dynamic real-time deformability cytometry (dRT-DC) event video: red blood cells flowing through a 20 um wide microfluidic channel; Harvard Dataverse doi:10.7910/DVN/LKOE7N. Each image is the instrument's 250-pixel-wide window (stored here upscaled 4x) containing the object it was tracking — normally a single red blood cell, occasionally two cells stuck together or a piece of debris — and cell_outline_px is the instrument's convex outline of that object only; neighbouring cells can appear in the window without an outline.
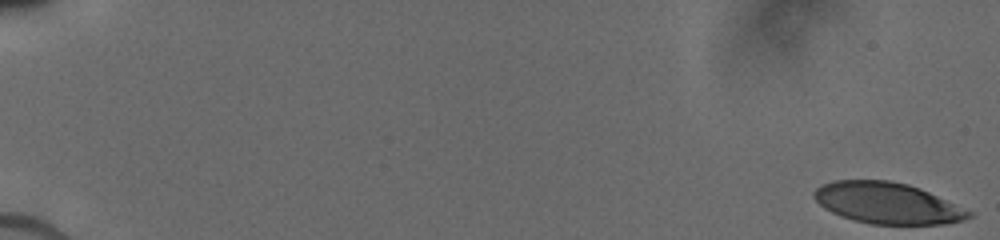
{"species": "human", "species_latin": "Homo sapiens", "temperature_condition": "cold", "stored_images_in_passage": 43, "camera_frame_rate_fps": 3000, "um_per_image_px": 0.085, "donor": {"sex": "male"}, "frame": {"image": 1, "passage_image": 1, "time_ms": 0.0, "image_size_px": [1000, 240], "cell_outline_px": [[972, 216], [964, 220], [944, 224], [872, 224], [852, 220], [840, 216], [824, 208], [812, 196], [812, 192], [816, 188], [824, 184], [836, 180], [888, 180], [908, 184], [920, 188], [972, 212]], "centroid_in_image_um": [75.39, 17.26], "position_along_channel_um": 9.6, "area_um2": 36.99}}
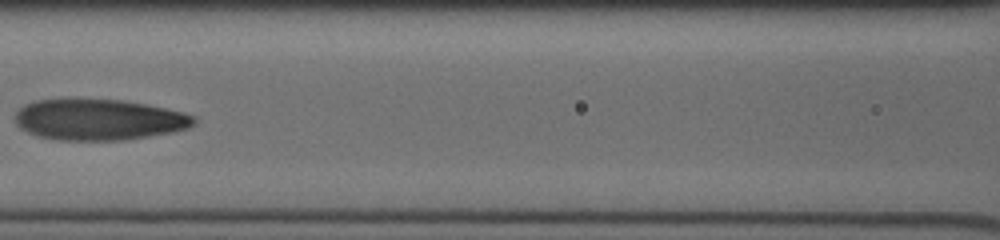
{"frame": {"image": 2, "passage_image": 21, "time_ms": 8.667, "image_size_px": [1000, 240], "cell_outline_px": [[196, 124], [188, 128], [172, 132], [124, 140], [56, 140], [36, 136], [20, 128], [16, 124], [16, 112], [24, 104], [32, 100], [64, 96], [76, 96], [124, 100], [184, 112], [196, 116]], "centroid_in_image_um": [8.34, 10.12], "position_along_channel_um": 158.3, "area_um2": 44.16}}
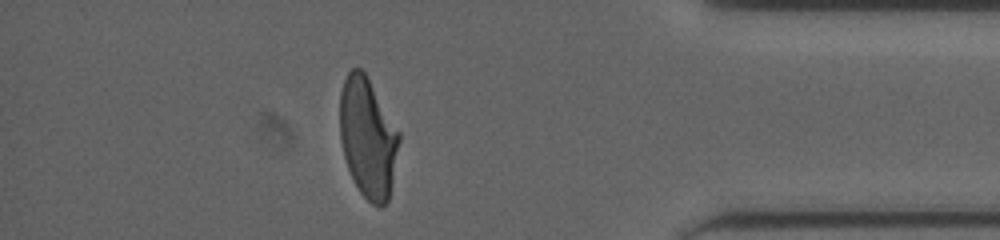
{"frame": {"image": 3, "passage_image": 38, "time_ms": 15.333, "image_size_px": [1000, 240], "cell_outline_px": [[400, 140], [388, 200], [380, 208], [372, 204], [360, 192], [352, 180], [344, 156], [340, 140], [340, 92], [344, 80], [348, 72], [352, 68], [360, 68], [364, 72], [400, 132]], "centroid_in_image_um": [31.25, 11.71], "position_along_channel_um": 403.9, "area_um2": 41.15}}